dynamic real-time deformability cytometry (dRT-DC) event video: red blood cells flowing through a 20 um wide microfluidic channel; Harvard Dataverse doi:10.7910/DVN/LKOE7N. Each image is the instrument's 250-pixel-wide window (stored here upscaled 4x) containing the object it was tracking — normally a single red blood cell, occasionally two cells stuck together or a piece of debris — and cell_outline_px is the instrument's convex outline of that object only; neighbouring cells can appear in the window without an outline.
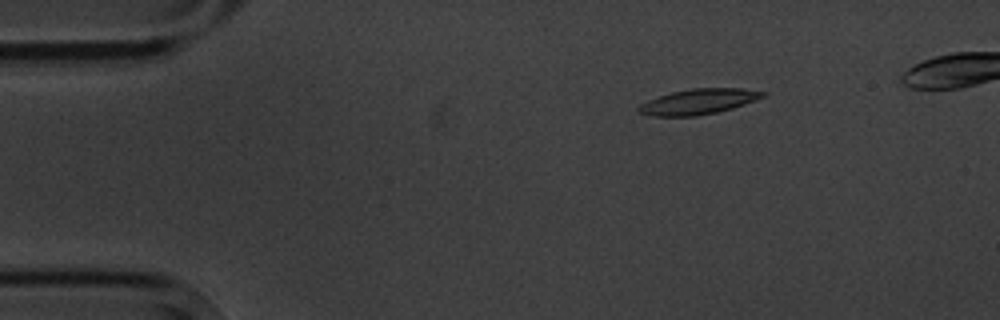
{"species": "common noctule bat (a hibernating species)", "species_latin": "Nyctalus noctula", "temperature_condition": "cold", "stored_images_in_passage": 3, "camera_frame_rate_fps": 3000, "um_per_image_px": 0.085, "animal": {"sex": "male", "body_mass_g": 20.1, "forearm_length_mm": 53.5}, "frame": {"image": 1, "passage_image": 1, "time_ms": 0.0, "image_size_px": [1000, 320], "cell_outline_px": [[768, 92], [764, 96], [756, 100], [732, 108], [716, 112], [696, 116], [652, 116], [636, 112], [636, 108], [640, 104], [648, 100], [672, 92], [692, 88], [744, 88]], "centroid_in_image_um": [59.36, 8.63], "position_along_channel_um": 25.6, "area_um2": 18.38}}